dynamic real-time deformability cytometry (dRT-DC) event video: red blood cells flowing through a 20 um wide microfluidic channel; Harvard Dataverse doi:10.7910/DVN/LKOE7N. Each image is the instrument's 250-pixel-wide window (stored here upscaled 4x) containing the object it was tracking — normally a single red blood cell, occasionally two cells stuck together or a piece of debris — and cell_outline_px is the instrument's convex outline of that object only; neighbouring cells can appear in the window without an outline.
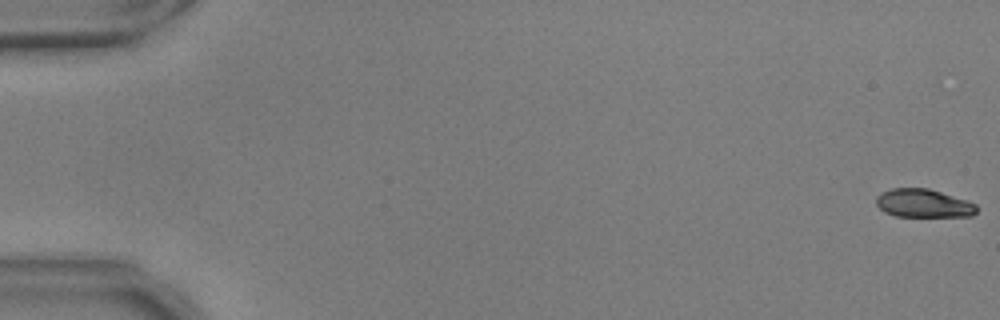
{"species": "common noctule bat (a hibernating species)", "species_latin": "Nyctalus noctula", "temperature_condition": "warm", "stored_images_in_passage": 20, "camera_frame_rate_fps": 3000, "um_per_image_px": 0.085, "animal": {"sex": "male", "body_mass_g": 17.9, "forearm_length_mm": 54.2}, "frame": {"image": 1, "passage_image": 1, "time_ms": 0.0, "image_size_px": [1000, 320], "cell_outline_px": [[976, 212], [972, 216], [896, 216], [884, 212], [876, 204], [876, 196], [892, 188], [928, 188], [968, 200], [976, 204]], "centroid_in_image_um": [78.5, 17.28], "position_along_channel_um": 6.5, "area_um2": 16.53}}
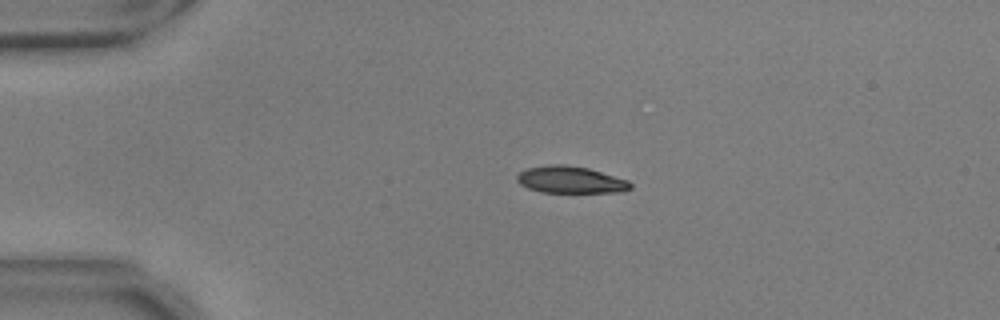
{"frame": {"image": 2, "passage_image": 13, "time_ms": 4.0, "image_size_px": [1000, 320], "cell_outline_px": [[632, 188], [620, 192], [540, 192], [528, 188], [520, 184], [516, 180], [516, 176], [524, 168], [548, 164], [564, 164], [588, 168], [628, 180], [632, 184]], "centroid_in_image_um": [48.46, 15.27], "position_along_channel_um": 36.5, "area_um2": 17.92}}